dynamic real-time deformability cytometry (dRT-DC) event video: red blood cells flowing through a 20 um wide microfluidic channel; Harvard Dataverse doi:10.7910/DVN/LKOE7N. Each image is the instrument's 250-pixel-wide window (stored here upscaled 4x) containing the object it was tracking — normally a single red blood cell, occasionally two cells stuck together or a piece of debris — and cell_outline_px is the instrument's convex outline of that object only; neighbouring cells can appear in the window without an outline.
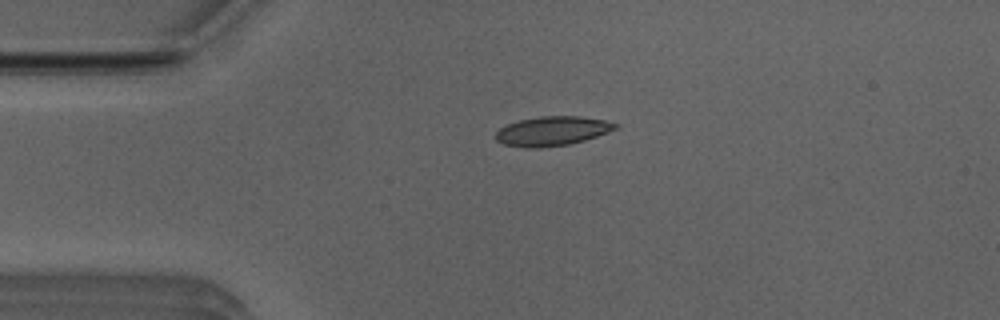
{"species": "Egyptian fruit bat (a non-hibernating species)", "species_latin": "Rousettus aegyptiacus", "temperature_condition": "room temperature", "stored_images_in_passage": 12, "camera_frame_rate_fps": 3000, "um_per_image_px": 0.085, "animal": {"sex": "male"}, "frame": {"image": 1, "passage_image": 1, "time_ms": 0.0, "image_size_px": [1000, 320], "cell_outline_px": [[620, 128], [584, 140], [568, 144], [540, 148], [528, 148], [504, 144], [496, 140], [496, 132], [500, 128], [508, 124], [520, 120], [540, 116], [580, 116], [604, 120], [620, 124]], "centroid_in_image_um": [46.97, 11.13], "position_along_channel_um": 38.0, "area_um2": 20.4}}